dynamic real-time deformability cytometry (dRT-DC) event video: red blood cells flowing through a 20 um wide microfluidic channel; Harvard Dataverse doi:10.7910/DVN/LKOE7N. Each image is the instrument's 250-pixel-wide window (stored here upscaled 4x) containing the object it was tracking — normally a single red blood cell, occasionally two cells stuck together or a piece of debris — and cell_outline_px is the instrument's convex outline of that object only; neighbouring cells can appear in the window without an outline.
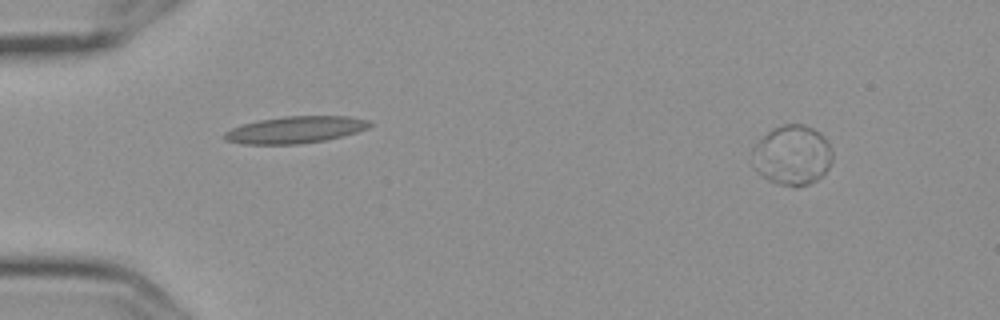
{"species": "Egyptian fruit bat (a non-hibernating species)", "species_latin": "Rousettus aegyptiacus", "temperature_condition": "cold", "stored_images_in_passage": 4, "camera_frame_rate_fps": 3000, "um_per_image_px": 0.085, "frame": {"image": 1, "passage_image": 1, "time_ms": 0.0, "image_size_px": [1000, 320], "cell_outline_px": [[832, 160], [828, 168], [816, 180], [808, 184], [796, 188], [776, 184], [768, 180], [756, 168], [752, 152], [752, 148], [768, 132], [784, 124], [804, 124], [820, 132], [824, 136], [832, 148]], "centroid_in_image_um": [67.38, 13.2], "position_along_channel_um": 17.6, "area_um2": 27.8}}
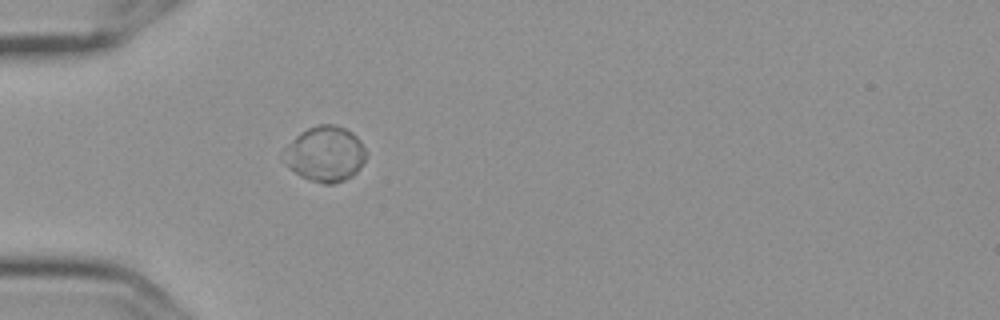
{"frame": {"image": 2, "passage_image": 4, "time_ms": 1.0, "image_size_px": [1000, 320], "cell_outline_px": [[368, 156], [360, 168], [352, 176], [344, 180], [332, 184], [324, 184], [300, 176], [288, 168], [284, 164], [284, 148], [300, 132], [308, 128], [320, 124], [336, 124], [352, 132], [360, 140]], "centroid_in_image_um": [27.64, 13.08], "position_along_channel_um": 57.4, "area_um2": 26.76}}